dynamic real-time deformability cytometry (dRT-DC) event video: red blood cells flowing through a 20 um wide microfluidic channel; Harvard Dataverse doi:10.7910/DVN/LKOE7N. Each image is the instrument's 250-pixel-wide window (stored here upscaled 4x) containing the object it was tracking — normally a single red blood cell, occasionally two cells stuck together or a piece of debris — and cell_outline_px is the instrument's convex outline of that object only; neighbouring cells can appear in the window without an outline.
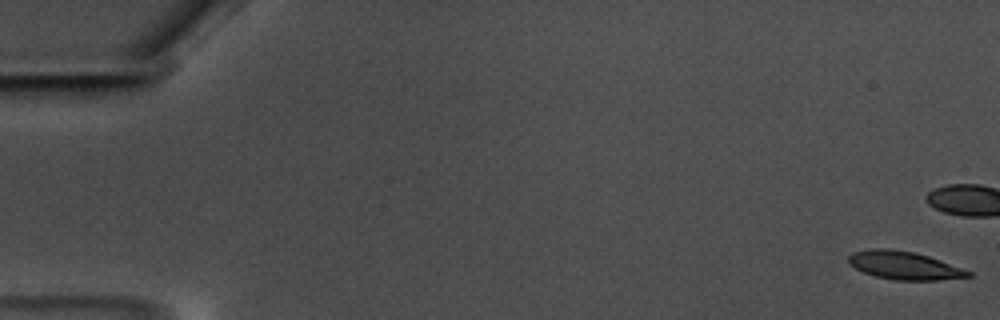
{"species": "common noctule bat (a hibernating species)", "species_latin": "Nyctalus noctula", "temperature_condition": "warm", "stored_images_in_passage": 47, "camera_frame_rate_fps": 3000, "um_per_image_px": 0.085, "animal": {"sex": "male", "body_mass_g": 17.5, "forearm_length_mm": 52.3}, "frame": {"image": 1, "passage_image": 1, "time_ms": 0.0, "image_size_px": [1000, 320], "cell_outline_px": [[972, 276], [936, 280], [892, 280], [876, 276], [864, 272], [848, 264], [848, 256], [852, 252], [872, 248], [888, 248], [912, 252], [928, 256], [972, 272]], "centroid_in_image_um": [76.81, 22.56], "position_along_channel_um": 8.2, "area_um2": 19.42}}